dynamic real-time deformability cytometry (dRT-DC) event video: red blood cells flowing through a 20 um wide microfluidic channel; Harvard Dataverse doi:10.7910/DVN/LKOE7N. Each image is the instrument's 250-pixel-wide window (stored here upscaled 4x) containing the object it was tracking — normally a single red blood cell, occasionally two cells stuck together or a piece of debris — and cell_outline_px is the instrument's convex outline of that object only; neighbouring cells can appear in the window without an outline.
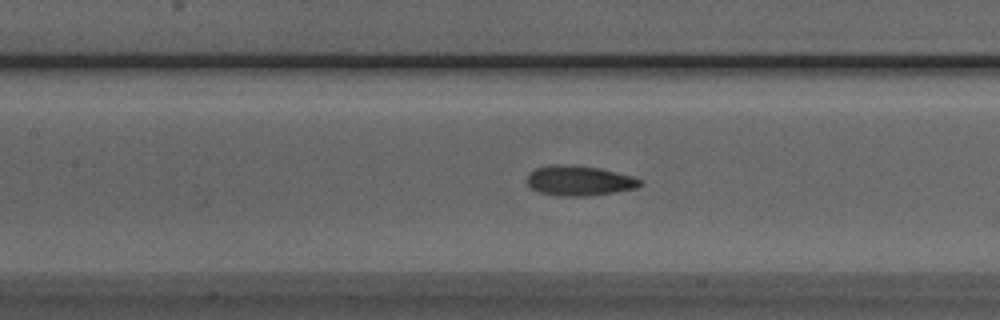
{"species": "Egyptian fruit bat (a non-hibernating species)", "species_latin": "Rousettus aegyptiacus", "temperature_condition": "room temperature", "stored_images_in_passage": 27, "camera_frame_rate_fps": 3000, "um_per_image_px": 0.085, "animal": {"sex": "male"}, "frame": {"image": 1, "passage_image": 5, "time_ms": 1.333, "image_size_px": [1000, 320], "cell_outline_px": [[644, 184], [636, 188], [588, 196], [560, 196], [540, 192], [532, 188], [528, 184], [528, 172], [536, 168], [572, 164], [600, 168], [632, 176], [640, 180]], "centroid_in_image_um": [49.26, 15.36], "position_along_channel_um": 158.1, "area_um2": 19.48}}
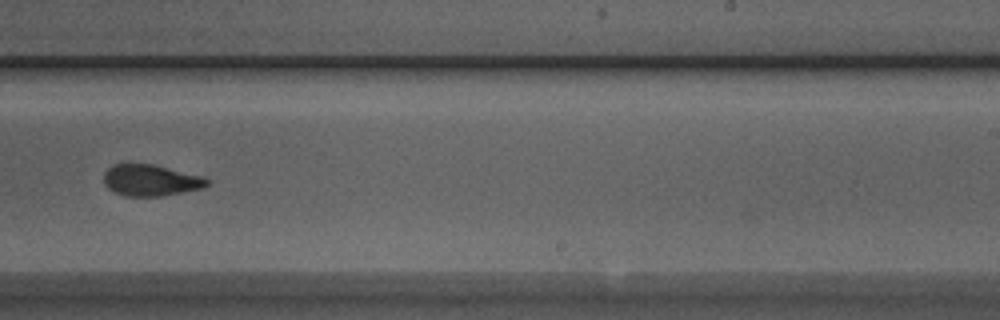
{"frame": {"image": 2, "passage_image": 14, "time_ms": 4.333, "image_size_px": [1000, 320], "cell_outline_px": [[208, 184], [204, 188], [160, 196], [124, 196], [108, 188], [104, 184], [104, 172], [112, 164], [152, 164], [204, 176], [208, 180]], "centroid_in_image_um": [12.81, 15.32], "position_along_channel_um": 276.2, "area_um2": 18.84}}
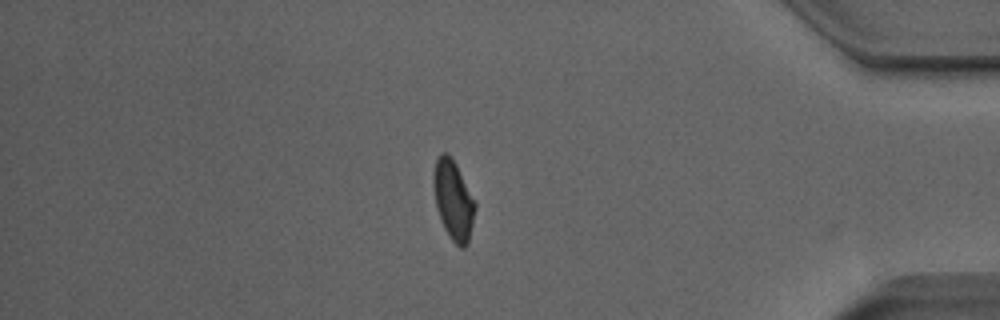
{"frame": {"image": 3, "passage_image": 26, "time_ms": 8.333, "image_size_px": [1000, 320], "cell_outline_px": [[476, 208], [468, 244], [464, 248], [460, 248], [452, 240], [444, 228], [440, 220], [436, 208], [432, 184], [432, 176], [436, 160], [440, 152], [444, 152], [456, 164], [476, 204]], "centroid_in_image_um": [38.51, 17.03], "position_along_channel_um": 396.7, "area_um2": 19.25}}